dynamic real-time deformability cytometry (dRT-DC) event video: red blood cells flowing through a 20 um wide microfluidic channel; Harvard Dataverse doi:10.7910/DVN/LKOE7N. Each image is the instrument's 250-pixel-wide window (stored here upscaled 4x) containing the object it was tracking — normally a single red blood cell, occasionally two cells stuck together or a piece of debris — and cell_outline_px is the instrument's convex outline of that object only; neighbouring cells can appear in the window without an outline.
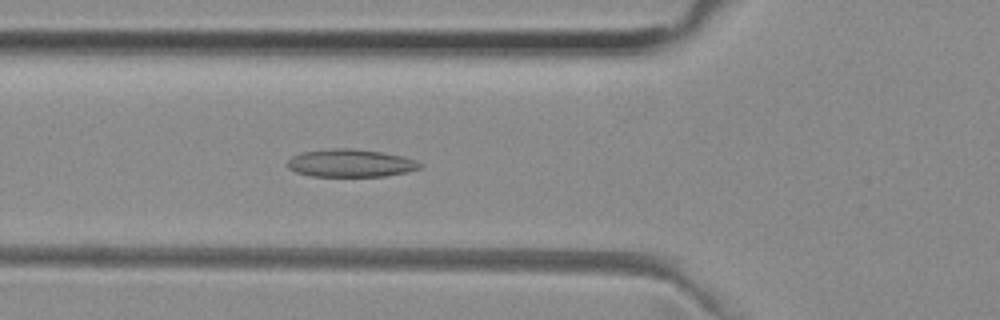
{"species": "common noctule bat (a hibernating species)", "species_latin": "Nyctalus noctula", "temperature_condition": "room temperature", "stored_images_in_passage": 50, "camera_frame_rate_fps": 3000, "um_per_image_px": 0.085, "animal": {"sex": "female", "body_mass_g": 29.2, "forearm_length_mm": 56.3}, "frame": {"image": 1, "passage_image": 16, "time_ms": 5.0, "image_size_px": [1000, 320], "cell_outline_px": [[424, 164], [420, 168], [408, 172], [384, 176], [312, 176], [296, 172], [288, 168], [288, 160], [292, 156], [304, 152], [332, 148], [356, 148], [404, 156], [416, 160]], "centroid_in_image_um": [29.84, 13.86], "position_along_channel_um": 96.0, "area_um2": 21.5}}
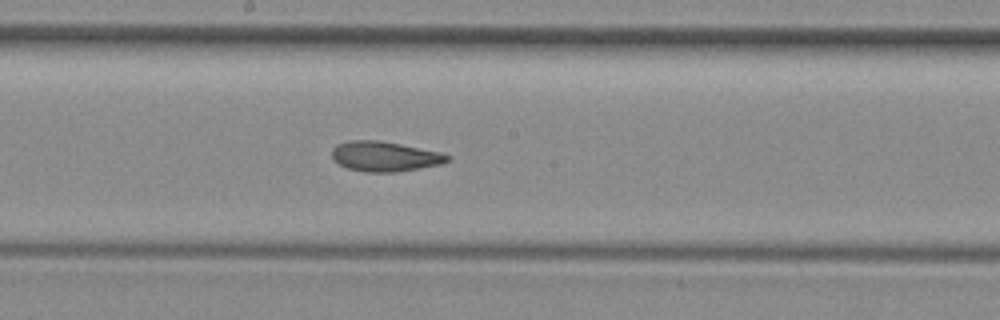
{"frame": {"image": 2, "passage_image": 25, "time_ms": 8.0, "image_size_px": [1000, 320], "cell_outline_px": [[452, 160], [440, 164], [420, 168], [396, 172], [364, 172], [348, 168], [340, 164], [332, 156], [332, 148], [336, 144], [348, 140], [376, 140], [400, 144], [440, 152], [452, 156]], "centroid_in_image_um": [32.72, 13.29], "position_along_channel_um": 215.5, "area_um2": 20.17}}
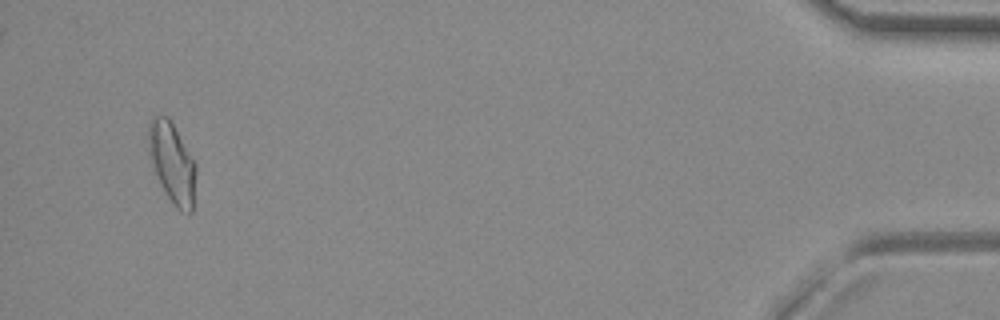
{"frame": {"image": 3, "passage_image": 47, "time_ms": 15.333, "image_size_px": [1000, 320], "cell_outline_px": [[196, 172], [192, 212], [180, 212], [172, 204], [164, 192], [152, 172], [148, 136], [148, 124], [152, 116], [168, 116], [196, 164]], "centroid_in_image_um": [14.61, 13.87], "position_along_channel_um": 420.6, "area_um2": 22.43}, "authors_computed_cell_mechanics": {"area_um2": 20.7791, "velocity_mm_per_s": 3.9682, "shape_relaxation_time_tau1_ms": null, "shape_relaxation_time_tau2_ms": 4.2336, "deformation_change_tau1": null, "deformation_change_tau2": 0.1159}}